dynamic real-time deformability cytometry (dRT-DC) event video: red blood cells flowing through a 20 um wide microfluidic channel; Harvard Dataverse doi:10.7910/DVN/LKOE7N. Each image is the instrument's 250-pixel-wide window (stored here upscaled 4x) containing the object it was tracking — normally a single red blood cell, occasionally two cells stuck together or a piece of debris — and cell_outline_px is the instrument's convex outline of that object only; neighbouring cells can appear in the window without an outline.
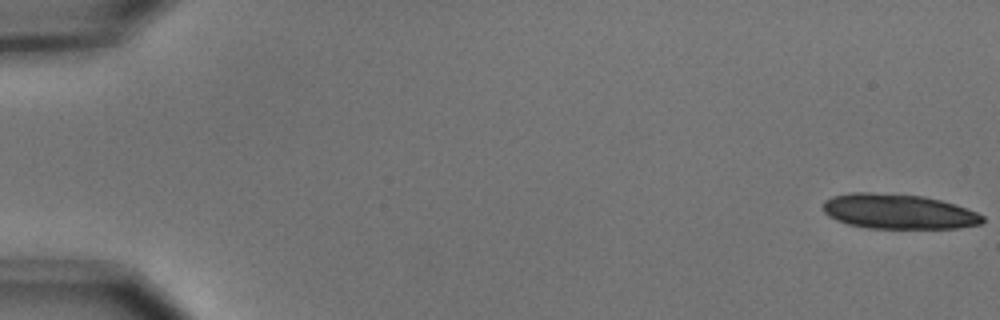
{"species": "common noctule bat (a hibernating species)", "species_latin": "Nyctalus noctula", "temperature_condition": "cold", "stored_images_in_passage": 16, "camera_frame_rate_fps": 3000, "um_per_image_px": 0.085, "animal": {"sex": "male", "body_mass_g": 15.6}, "frame": {"image": 1, "passage_image": 1, "time_ms": 0.0, "image_size_px": [1000, 320], "cell_outline_px": [[984, 220], [980, 224], [960, 228], [868, 228], [848, 224], [836, 220], [828, 216], [824, 212], [824, 200], [832, 196], [852, 192], [868, 192], [924, 196], [956, 204], [968, 208], [984, 216]], "centroid_in_image_um": [76.37, 17.98], "position_along_channel_um": 8.6, "area_um2": 32.54}}